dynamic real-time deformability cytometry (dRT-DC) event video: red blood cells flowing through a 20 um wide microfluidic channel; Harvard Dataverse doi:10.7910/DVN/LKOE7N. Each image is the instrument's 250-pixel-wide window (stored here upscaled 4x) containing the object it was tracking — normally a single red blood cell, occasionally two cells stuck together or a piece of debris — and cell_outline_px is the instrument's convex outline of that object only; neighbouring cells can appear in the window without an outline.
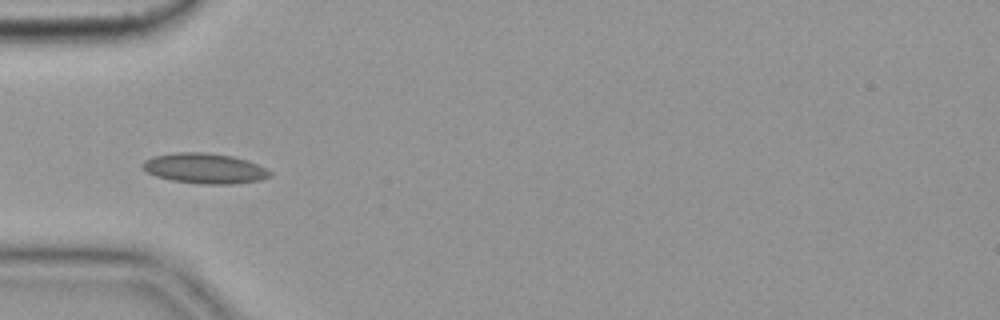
{"species": "common noctule bat (a hibernating species)", "species_latin": "Nyctalus noctula", "temperature_condition": "cold", "stored_images_in_passage": 42, "camera_frame_rate_fps": 3000, "um_per_image_px": 0.085, "animal": {"sex": "female", "body_mass_g": 19.9}, "frame": {"image": 1, "passage_image": 7, "time_ms": 2.0, "image_size_px": [1000, 320], "cell_outline_px": [[272, 176], [260, 180], [236, 184], [200, 184], [172, 180], [156, 176], [148, 172], [140, 164], [144, 160], [152, 156], [176, 152], [204, 152], [232, 156], [248, 160], [272, 172]], "centroid_in_image_um": [17.4, 14.31], "position_along_channel_um": 67.6, "area_um2": 22.54}, "authors_computed_cell_mechanics": {"area_um2": 19.7387, "velocity_mm_per_s": 3.5794, "shape_relaxation_time_tau1_ms": null, "shape_relaxation_time_tau2_ms": 1.3564, "deformation_change_tau1": null, "deformation_change_tau2": 0.0392}}